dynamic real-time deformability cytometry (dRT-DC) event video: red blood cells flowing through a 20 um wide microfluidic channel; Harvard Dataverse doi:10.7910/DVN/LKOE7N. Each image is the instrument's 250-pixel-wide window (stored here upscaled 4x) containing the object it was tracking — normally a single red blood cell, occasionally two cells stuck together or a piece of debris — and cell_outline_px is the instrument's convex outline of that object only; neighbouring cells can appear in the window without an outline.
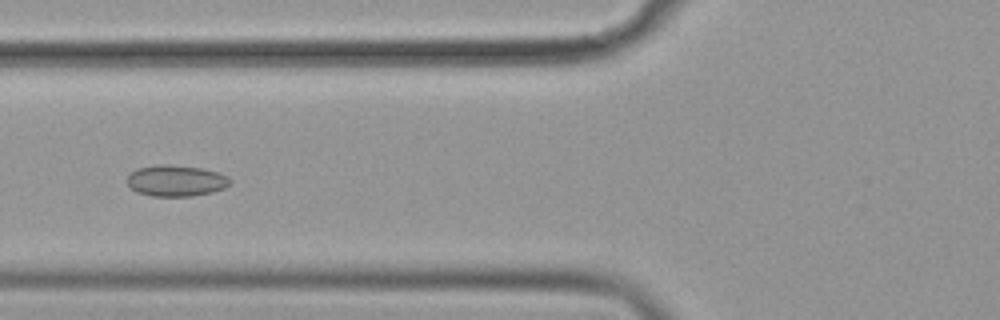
{"species": "common noctule bat (a hibernating species)", "species_latin": "Nyctalus noctula", "temperature_condition": "cold", "stored_images_in_passage": 16, "camera_frame_rate_fps": 3000, "um_per_image_px": 0.085, "animal": {"sex": "female", "body_mass_g": 19.9}, "frame": {"image": 1, "passage_image": 10, "time_ms": 3.0, "image_size_px": [1000, 320], "cell_outline_px": [[232, 180], [224, 188], [212, 192], [192, 196], [152, 196], [136, 192], [128, 184], [128, 176], [136, 168], [160, 164], [164, 164], [200, 168], [216, 172], [228, 176]], "centroid_in_image_um": [14.95, 15.36], "position_along_channel_um": 110.8, "area_um2": 18.55}}